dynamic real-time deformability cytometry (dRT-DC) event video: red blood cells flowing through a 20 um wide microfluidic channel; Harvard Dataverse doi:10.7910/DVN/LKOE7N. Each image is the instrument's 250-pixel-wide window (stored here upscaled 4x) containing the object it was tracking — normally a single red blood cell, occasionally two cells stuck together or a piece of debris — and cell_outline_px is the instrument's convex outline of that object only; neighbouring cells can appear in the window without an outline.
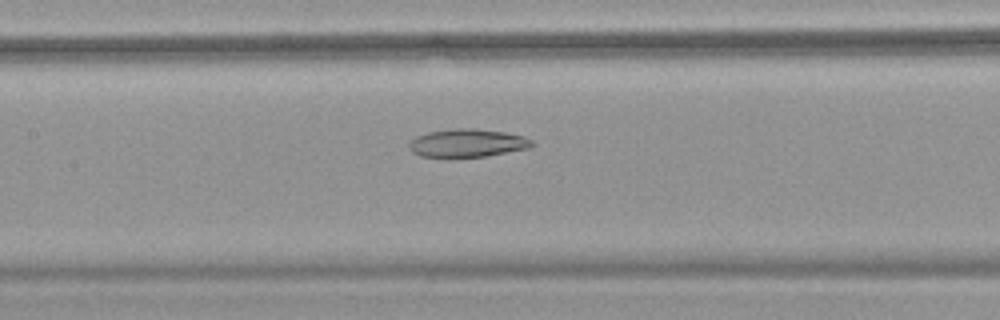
{"species": "common noctule bat (a hibernating species)", "species_latin": "Nyctalus noctula", "temperature_condition": "warm", "stored_images_in_passage": 55, "camera_frame_rate_fps": 3000, "um_per_image_px": 0.085, "animal": {"sex": "female", "body_mass_g": 18.4}, "frame": {"image": 1, "passage_image": 27, "time_ms": 8.667, "image_size_px": [1000, 320], "cell_outline_px": [[536, 144], [532, 148], [484, 156], [448, 160], [420, 156], [412, 152], [408, 148], [408, 144], [416, 136], [428, 132], [456, 128], [472, 128], [504, 132], [524, 136], [532, 140]], "centroid_in_image_um": [39.7, 12.2], "position_along_channel_um": 167.7, "area_um2": 20.92}}
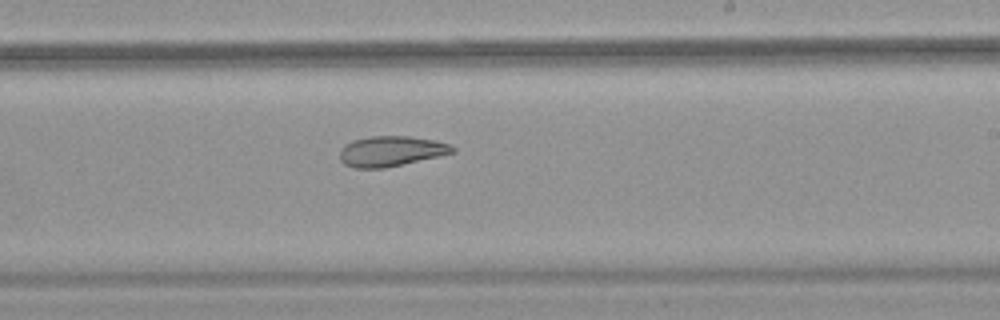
{"frame": {"image": 2, "passage_image": 34, "time_ms": 11.0, "image_size_px": [1000, 320], "cell_outline_px": [[456, 152], [440, 156], [384, 168], [352, 168], [344, 164], [340, 160], [340, 148], [344, 144], [352, 140], [372, 136], [408, 136], [436, 140], [448, 144], [456, 148]], "centroid_in_image_um": [33.22, 12.85], "position_along_channel_um": 255.8, "area_um2": 20.06}}
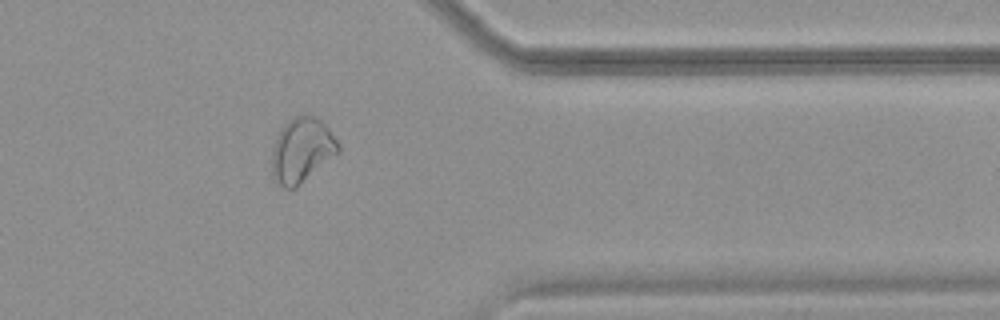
{"frame": {"image": 3, "passage_image": 45, "time_ms": 14.667, "image_size_px": [1000, 320], "cell_outline_px": [[340, 152], [296, 188], [284, 188], [276, 184], [272, 180], [272, 152], [280, 128], [288, 120], [304, 112], [308, 112], [316, 116], [328, 128], [340, 144]], "centroid_in_image_um": [25.66, 12.76], "position_along_channel_um": 385.7, "area_um2": 25.49}, "authors_computed_cell_mechanics": {"area_um2": 26.588, "velocity_mm_per_s": 3.7986, "shape_relaxation_time_tau1_ms": null, "shape_relaxation_time_tau2_ms": 4.745, "deformation_change_tau1": null, "deformation_change_tau2": 0.106}}